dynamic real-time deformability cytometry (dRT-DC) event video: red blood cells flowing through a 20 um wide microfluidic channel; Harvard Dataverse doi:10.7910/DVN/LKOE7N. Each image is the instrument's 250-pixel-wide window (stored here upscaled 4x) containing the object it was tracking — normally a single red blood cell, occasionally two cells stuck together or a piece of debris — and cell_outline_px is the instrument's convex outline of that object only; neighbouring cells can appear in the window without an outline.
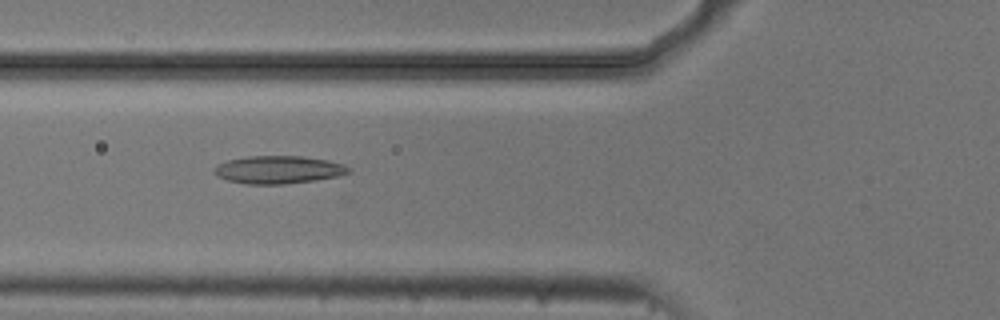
{"species": "common noctule bat (a hibernating species)", "species_latin": "Nyctalus noctula", "temperature_condition": "cold", "stored_images_in_passage": 38, "camera_frame_rate_fps": 3000, "um_per_image_px": 0.085, "animal": {"sex": "male", "body_mass_g": 20.5, "forearm_length_mm": 52.5}, "frame": {"image": 1, "passage_image": 10, "time_ms": 3.0, "image_size_px": [1000, 320], "cell_outline_px": [[352, 172], [336, 176], [316, 180], [284, 184], [244, 184], [228, 180], [216, 176], [212, 172], [212, 168], [216, 164], [228, 160], [248, 156], [304, 156], [328, 160], [344, 164], [352, 168]], "centroid_in_image_um": [23.65, 14.42], "position_along_channel_um": 102.2, "area_um2": 22.08}}
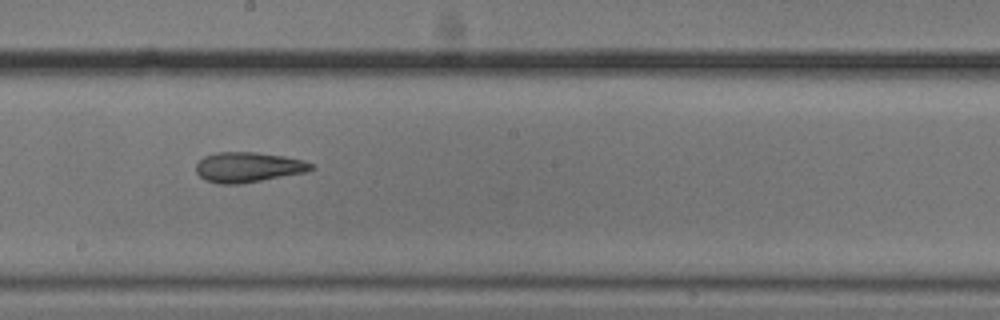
{"frame": {"image": 2, "passage_image": 20, "time_ms": 6.333, "image_size_px": [1000, 320], "cell_outline_px": [[316, 168], [308, 172], [240, 184], [220, 184], [204, 180], [196, 172], [196, 164], [204, 156], [216, 152], [256, 152], [284, 156], [304, 160], [312, 164]], "centroid_in_image_um": [21.11, 14.21], "position_along_channel_um": 227.1, "area_um2": 20.4}}
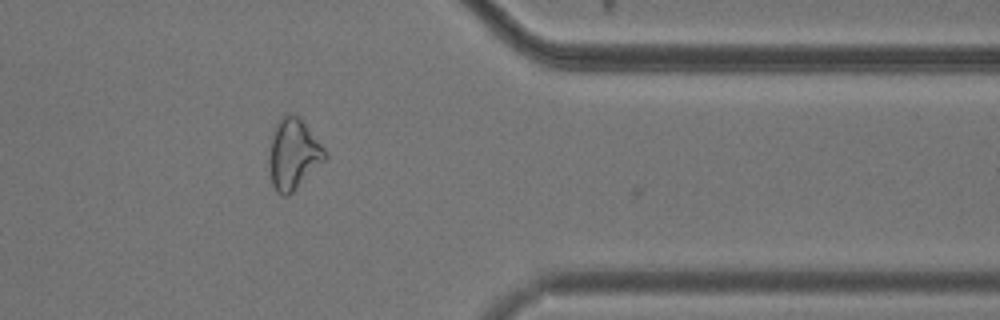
{"frame": {"image": 3, "passage_image": 34, "time_ms": 11.0, "image_size_px": [1000, 320], "cell_outline_px": [[328, 160], [288, 196], [284, 196], [276, 192], [272, 184], [268, 164], [268, 148], [272, 132], [276, 120], [288, 112], [292, 112], [300, 116], [328, 152]], "centroid_in_image_um": [24.94, 13.07], "position_along_channel_um": 386.5, "area_um2": 24.1}, "authors_computed_cell_mechanics": {"area_um2": 20.4901, "velocity_mm_per_s": 3.7297, "shape_relaxation_time_tau1_ms": null, "shape_relaxation_time_tau2_ms": 3.2448, "deformation_change_tau1": null, "deformation_change_tau2": 0.1254}}